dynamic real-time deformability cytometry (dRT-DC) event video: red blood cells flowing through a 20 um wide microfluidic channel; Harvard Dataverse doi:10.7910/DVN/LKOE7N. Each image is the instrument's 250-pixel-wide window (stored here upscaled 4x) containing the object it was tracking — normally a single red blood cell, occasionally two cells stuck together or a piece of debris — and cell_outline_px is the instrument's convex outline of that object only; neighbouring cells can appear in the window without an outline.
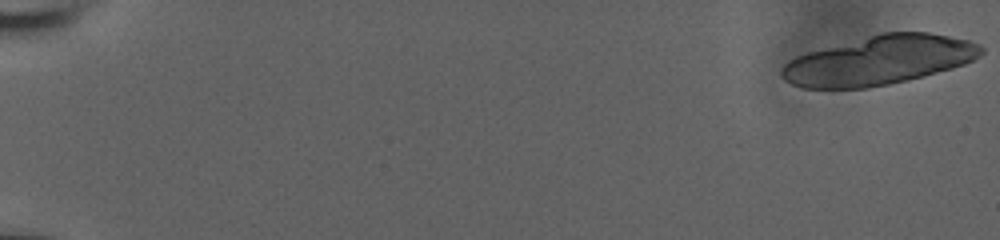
{"species": "human", "species_latin": "Homo sapiens", "temperature_condition": "room temperature", "stored_images_in_passage": 24, "camera_frame_rate_fps": 3000, "um_per_image_px": 0.085, "donor": {"sex": "male"}, "frame": {"image": 1, "passage_image": 1, "time_ms": 0.0, "image_size_px": [1000, 240], "cell_outline_px": [[984, 52], [980, 56], [964, 64], [952, 68], [924, 76], [908, 80], [868, 88], [800, 88], [784, 80], [780, 76], [780, 68], [788, 60], [796, 56], [808, 52], [880, 32], [928, 32], [968, 40], [980, 44], [984, 48]], "centroid_in_image_um": [74.7, 5.13], "position_along_channel_um": 10.3, "area_um2": 57.22}}